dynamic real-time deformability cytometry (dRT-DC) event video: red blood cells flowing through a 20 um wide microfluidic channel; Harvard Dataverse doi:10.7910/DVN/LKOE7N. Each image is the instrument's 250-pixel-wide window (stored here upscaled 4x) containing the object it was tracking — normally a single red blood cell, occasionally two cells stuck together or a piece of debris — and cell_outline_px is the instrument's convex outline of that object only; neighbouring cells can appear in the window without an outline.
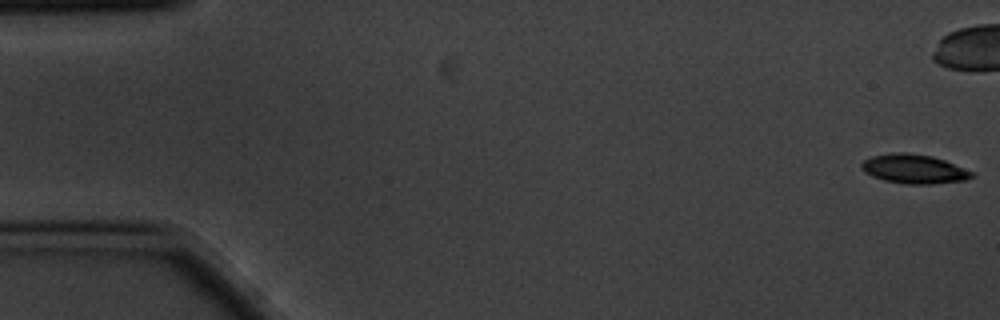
{"species": "common noctule bat (a hibernating species)", "species_latin": "Nyctalus noctula", "temperature_condition": "cold", "stored_images_in_passage": 4, "segment_of_instrument_passage": [2, 2], "camera_frame_rate_fps": 3000, "um_per_image_px": 0.085, "animal": {"sex": "male", "body_mass_g": 20.1, "forearm_length_mm": 53.5}, "frame": {"image": 1, "passage_image": 4, "time_ms": 1.0, "image_size_px": [1000, 320], "cell_outline_px": [[976, 176], [964, 180], [932, 184], [904, 184], [884, 180], [872, 176], [864, 172], [860, 168], [860, 164], [864, 160], [872, 156], [892, 152], [904, 152], [932, 156], [944, 160], [972, 172]], "centroid_in_image_um": [77.64, 14.36], "position_along_channel_um": 7.4, "area_um2": 18.73}}